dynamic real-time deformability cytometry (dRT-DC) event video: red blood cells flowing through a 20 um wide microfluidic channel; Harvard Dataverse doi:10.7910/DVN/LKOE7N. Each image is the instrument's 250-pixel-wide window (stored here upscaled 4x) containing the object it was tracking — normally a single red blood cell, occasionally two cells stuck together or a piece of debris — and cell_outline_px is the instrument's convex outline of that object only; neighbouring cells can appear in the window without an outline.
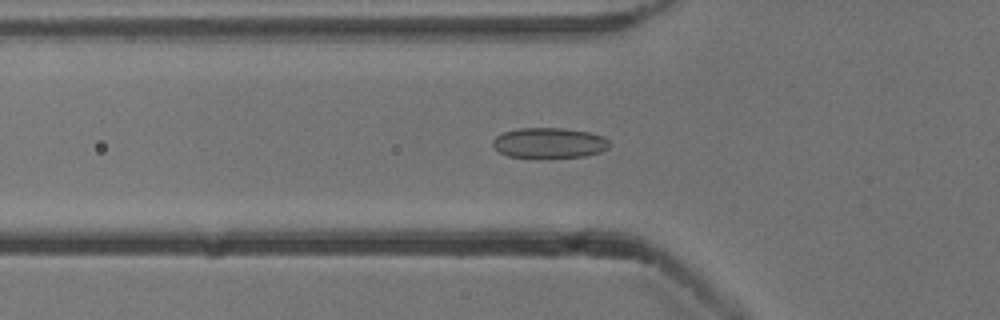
{"species": "common noctule bat (a hibernating species)", "species_latin": "Nyctalus noctula", "temperature_condition": "cold", "stored_images_in_passage": 37, "camera_frame_rate_fps": 3000, "um_per_image_px": 0.085, "animal": {"sex": "male", "body_mass_g": 13.3}, "frame": {"image": 1, "passage_image": 3, "time_ms": 0.667, "image_size_px": [1000, 320], "cell_outline_px": [[608, 148], [600, 152], [584, 156], [540, 160], [532, 160], [508, 156], [500, 152], [492, 144], [492, 140], [496, 136], [504, 132], [516, 128], [564, 128], [588, 132], [604, 136], [608, 140]], "centroid_in_image_um": [46.65, 12.19], "position_along_channel_um": 79.2, "area_um2": 21.39}}
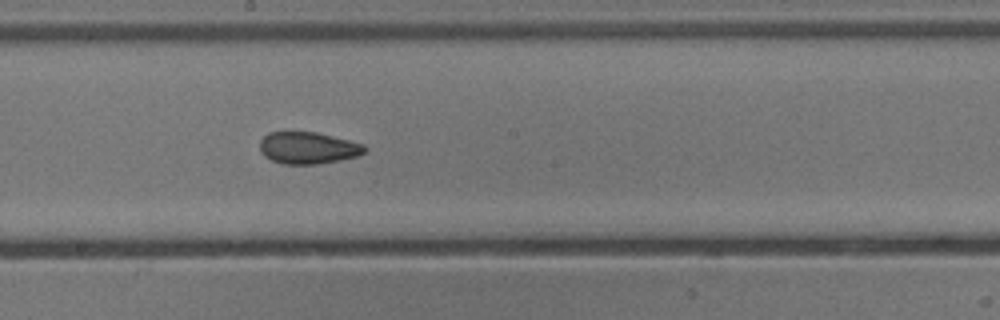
{"frame": {"image": 2, "passage_image": 14, "time_ms": 4.333, "image_size_px": [1000, 320], "cell_outline_px": [[368, 148], [360, 156], [340, 160], [316, 164], [284, 164], [272, 160], [264, 156], [260, 152], [260, 140], [268, 132], [316, 132], [364, 144]], "centroid_in_image_um": [26.19, 12.57], "position_along_channel_um": 222.0, "area_um2": 19.54}}
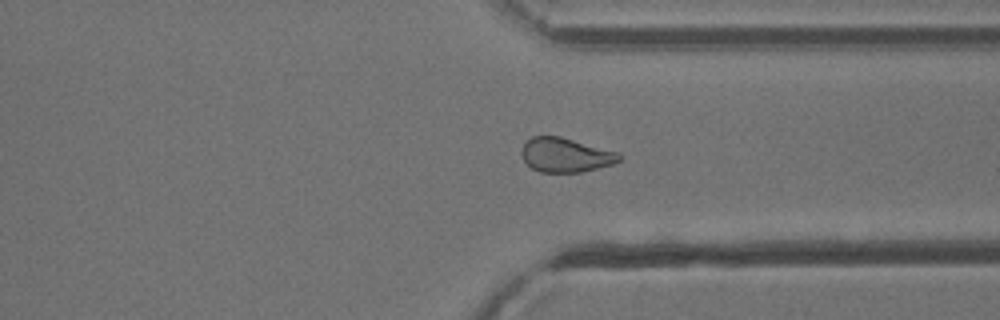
{"frame": {"image": 3, "passage_image": 25, "time_ms": 8.0, "image_size_px": [1000, 320], "cell_outline_px": [[624, 156], [620, 160], [612, 164], [580, 172], [540, 172], [532, 168], [524, 160], [520, 152], [524, 144], [532, 136], [560, 136], [616, 152]], "centroid_in_image_um": [48.05, 13.17], "position_along_channel_um": 363.3, "area_um2": 19.25}}